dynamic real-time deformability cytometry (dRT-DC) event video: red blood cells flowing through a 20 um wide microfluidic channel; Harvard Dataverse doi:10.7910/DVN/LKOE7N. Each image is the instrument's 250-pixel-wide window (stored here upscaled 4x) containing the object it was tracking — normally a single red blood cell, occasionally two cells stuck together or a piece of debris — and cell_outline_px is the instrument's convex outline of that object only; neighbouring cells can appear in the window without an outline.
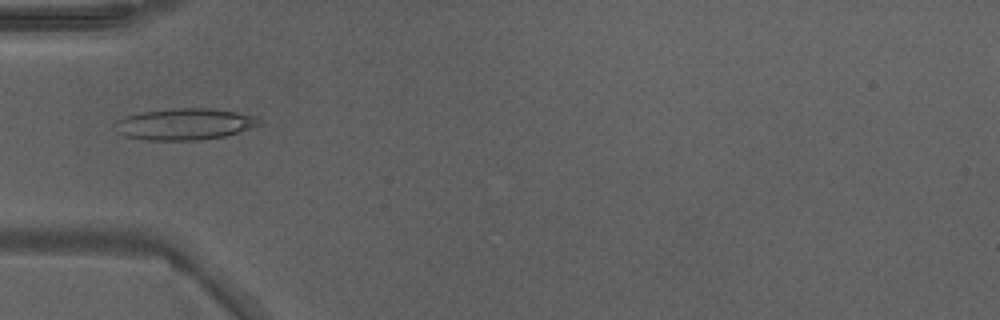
{"species": "Egyptian fruit bat (a non-hibernating species)", "species_latin": "Rousettus aegyptiacus", "temperature_condition": "warm", "stored_images_in_passage": 33, "camera_frame_rate_fps": 3000, "um_per_image_px": 0.085, "animal": {"sex": "male"}, "frame": {"image": 1, "passage_image": 1, "time_ms": 0.0, "image_size_px": [1000, 320], "cell_outline_px": [[264, 124], [252, 128], [224, 136], [196, 140], [148, 140], [124, 136], [116, 132], [116, 120], [124, 116], [140, 112], [180, 108], [212, 108], [236, 112], [256, 116], [264, 120]], "centroid_in_image_um": [15.73, 10.54], "position_along_channel_um": 69.3, "area_um2": 26.65}}
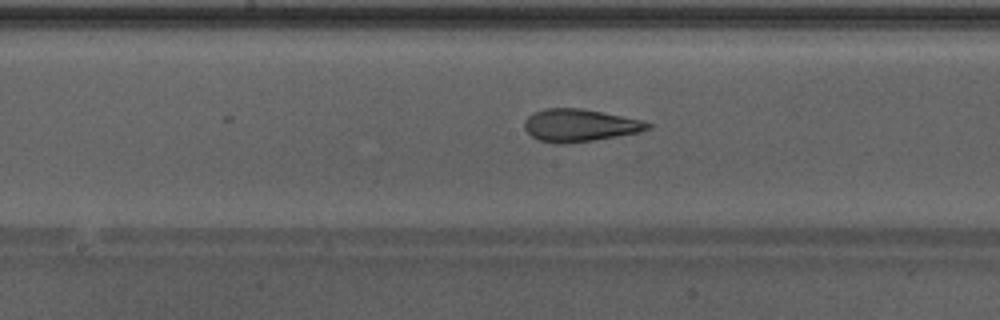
{"frame": {"image": 2, "passage_image": 10, "time_ms": 3.0, "image_size_px": [1000, 320], "cell_outline_px": [[652, 128], [640, 132], [592, 140], [560, 144], [540, 140], [532, 136], [524, 128], [524, 120], [528, 116], [544, 108], [580, 108], [644, 120], [652, 124]], "centroid_in_image_um": [49.3, 10.64], "position_along_channel_um": 198.9, "area_um2": 23.18}}
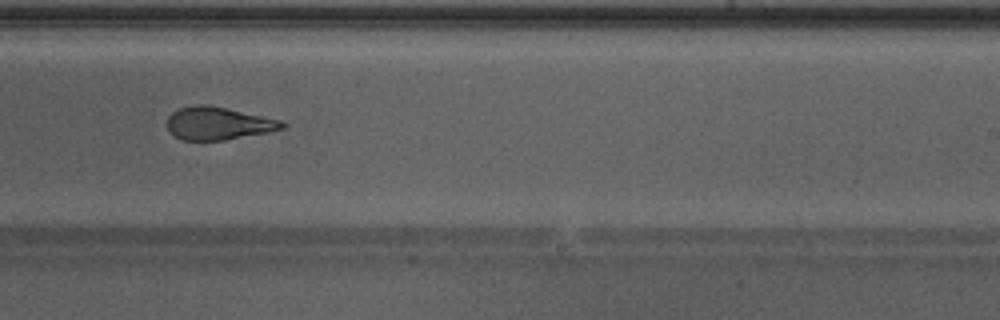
{"frame": {"image": 3, "passage_image": 15, "time_ms": 4.667, "image_size_px": [1000, 320], "cell_outline_px": [[288, 124], [284, 128], [268, 132], [224, 140], [180, 140], [168, 132], [168, 116], [172, 112], [180, 108], [196, 104], [208, 104], [280, 120]], "centroid_in_image_um": [18.52, 10.49], "position_along_channel_um": 270.5, "area_um2": 21.96}, "authors_computed_cell_mechanics": {"area_um2": 23.3512, "velocity_mm_per_s": 4.3231, "shape_relaxation_time_tau1_ms": null, "shape_relaxation_time_tau2_ms": 1.883, "deformation_change_tau1": null, "deformation_change_tau2": 0.0988}}